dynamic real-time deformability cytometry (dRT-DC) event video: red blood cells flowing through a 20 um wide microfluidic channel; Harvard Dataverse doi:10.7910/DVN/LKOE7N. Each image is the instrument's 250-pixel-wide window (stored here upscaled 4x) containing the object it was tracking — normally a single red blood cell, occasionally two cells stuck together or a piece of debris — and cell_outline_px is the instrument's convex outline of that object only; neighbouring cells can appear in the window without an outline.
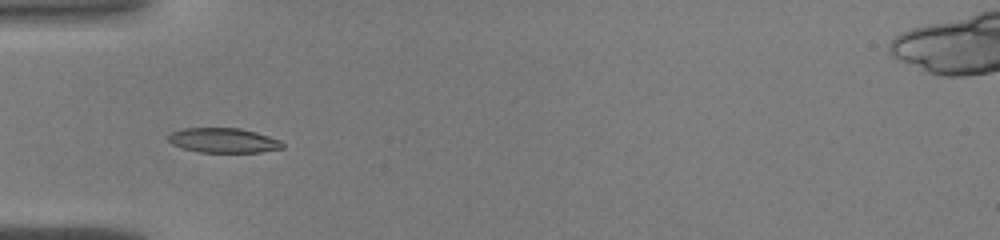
{"species": "common noctule bat (a hibernating species)", "species_latin": "Nyctalus noctula", "temperature_condition": "warm", "stored_images_in_passage": 12, "camera_frame_rate_fps": 3000, "um_per_image_px": 0.085, "animal": {"sex": "male", "body_mass_g": 19.0, "forearm_length_mm": 50.8}, "frame": {"image": 1, "passage_image": 4, "time_ms": 1.0, "image_size_px": [1000, 240], "cell_outline_px": [[284, 148], [260, 152], [200, 152], [180, 148], [172, 144], [168, 140], [168, 136], [172, 132], [184, 128], [240, 128], [256, 132], [280, 140], [284, 144]], "centroid_in_image_um": [18.99, 11.93], "position_along_channel_um": 66.0, "area_um2": 16.47}}